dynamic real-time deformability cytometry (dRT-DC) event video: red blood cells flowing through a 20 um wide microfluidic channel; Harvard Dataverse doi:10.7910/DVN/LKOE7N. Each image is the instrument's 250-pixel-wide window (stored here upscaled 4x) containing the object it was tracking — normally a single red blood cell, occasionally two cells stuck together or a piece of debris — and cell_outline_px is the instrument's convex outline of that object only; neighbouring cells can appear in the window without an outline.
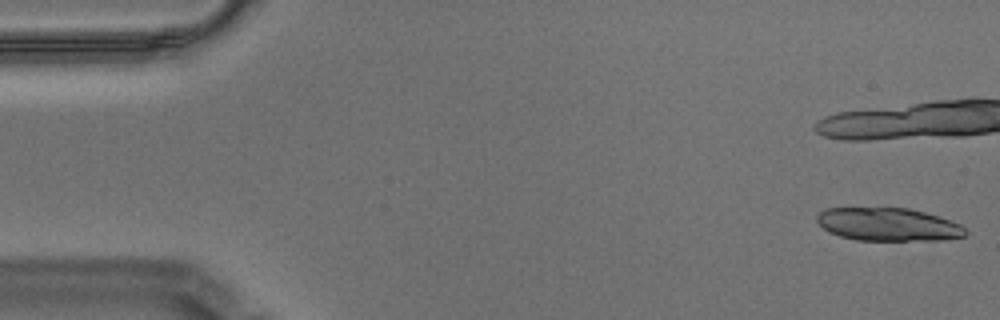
{"species": "Egyptian fruit bat (a non-hibernating species)", "species_latin": "Rousettus aegyptiacus", "temperature_condition": "warm", "stored_images_in_passage": 16, "camera_frame_rate_fps": 3000, "um_per_image_px": 0.085, "animal": {"sex": "male"}, "frame": {"image": 1, "passage_image": 1, "time_ms": 0.0, "image_size_px": [1000, 320], "cell_outline_px": [[968, 232], [964, 236], [944, 240], [856, 240], [840, 236], [828, 232], [816, 220], [816, 216], [824, 208], [908, 208], [940, 216], [960, 224]], "centroid_in_image_um": [75.5, 19.08], "position_along_channel_um": 9.5, "area_um2": 28.67}}